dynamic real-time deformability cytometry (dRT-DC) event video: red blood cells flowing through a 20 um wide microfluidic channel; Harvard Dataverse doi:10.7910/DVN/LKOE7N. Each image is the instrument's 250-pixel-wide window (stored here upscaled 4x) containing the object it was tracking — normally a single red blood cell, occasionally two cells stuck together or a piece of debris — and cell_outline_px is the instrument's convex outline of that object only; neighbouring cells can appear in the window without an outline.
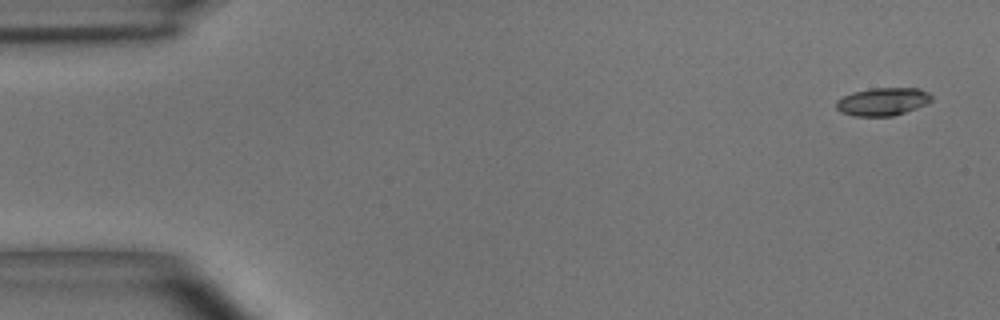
{"species": "common noctule bat (a hibernating species)", "species_latin": "Nyctalus noctula", "temperature_condition": "room temperature", "stored_images_in_passage": 8, "camera_frame_rate_fps": 3000, "um_per_image_px": 0.085, "animal": {"sex": "male", "body_mass_g": 15.6}, "frame": {"image": 1, "passage_image": 1, "time_ms": 0.0, "image_size_px": [1000, 320], "cell_outline_px": [[932, 100], [916, 108], [892, 116], [852, 116], [840, 112], [836, 108], [836, 100], [852, 92], [872, 88], [920, 88], [928, 92], [932, 96]], "centroid_in_image_um": [75.0, 8.63], "position_along_channel_um": 10.0, "area_um2": 15.49}}
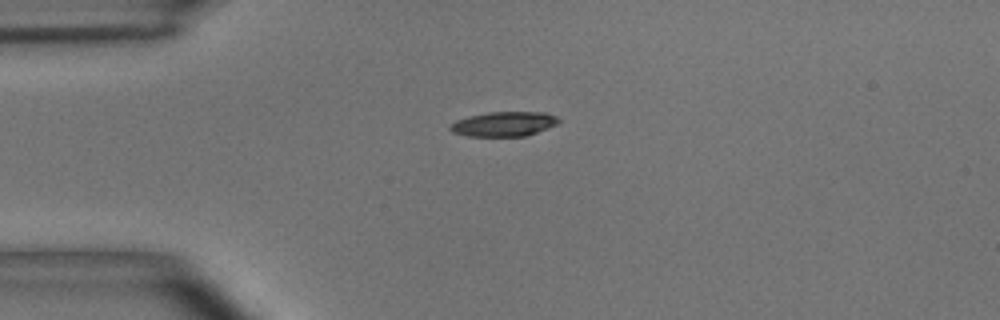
{"frame": {"image": 2, "passage_image": 4, "time_ms": 1.0, "image_size_px": [1000, 320], "cell_outline_px": [[560, 120], [556, 124], [548, 128], [524, 136], [468, 136], [452, 132], [448, 128], [448, 124], [456, 120], [468, 116], [488, 112], [544, 112], [556, 116]], "centroid_in_image_um": [42.78, 10.53], "position_along_channel_um": 42.2, "area_um2": 15.61}}
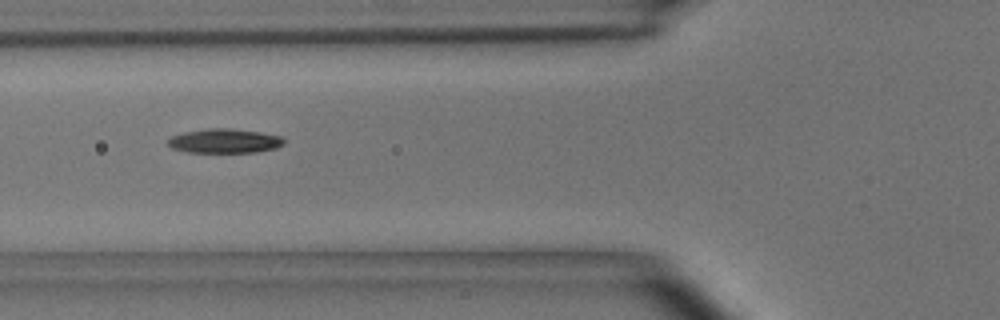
{"frame": {"image": 3, "passage_image": 6, "time_ms": 1.667, "image_size_px": [1000, 320], "cell_outline_px": [[284, 144], [276, 148], [256, 152], [188, 152], [172, 148], [168, 144], [168, 140], [172, 136], [184, 132], [208, 128], [228, 128], [260, 132], [280, 136], [284, 140]], "centroid_in_image_um": [19.09, 11.98], "position_along_channel_um": 106.7, "area_um2": 16.3}}